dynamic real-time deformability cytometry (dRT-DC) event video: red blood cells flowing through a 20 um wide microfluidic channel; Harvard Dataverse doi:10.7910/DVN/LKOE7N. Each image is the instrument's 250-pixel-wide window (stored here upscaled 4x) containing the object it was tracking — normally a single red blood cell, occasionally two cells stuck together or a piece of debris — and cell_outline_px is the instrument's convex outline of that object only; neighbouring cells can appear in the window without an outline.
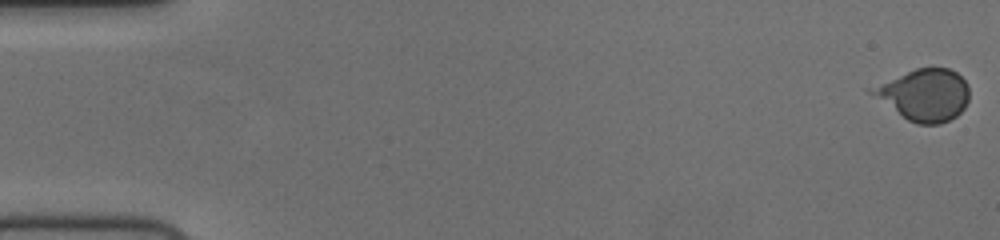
{"species": "human", "species_latin": "Homo sapiens", "temperature_condition": "cold", "stored_images_in_passage": 57, "camera_frame_rate_fps": 3000, "um_per_image_px": 0.085, "donor": {"sex": "female"}, "frame": {"image": 1, "passage_image": 1, "time_ms": 0.0, "image_size_px": [1000, 240], "cell_outline_px": [[968, 100], [964, 108], [956, 116], [940, 124], [916, 124], [908, 120], [868, 92], [864, 88], [916, 68], [948, 68], [956, 72], [968, 84]], "centroid_in_image_um": [78.53, 8.05], "position_along_channel_um": 6.5, "area_um2": 29.3}}
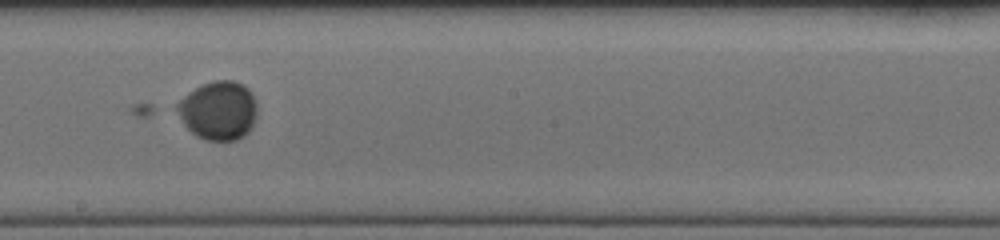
{"frame": {"image": 2, "passage_image": 33, "time_ms": 10.667, "image_size_px": [1000, 240], "cell_outline_px": [[256, 116], [248, 132], [244, 136], [236, 140], [204, 140], [196, 136], [184, 124], [176, 108], [176, 104], [188, 92], [212, 80], [232, 80], [244, 84], [252, 92], [256, 104]], "centroid_in_image_um": [18.58, 9.38], "position_along_channel_um": 229.6, "area_um2": 27.34}}
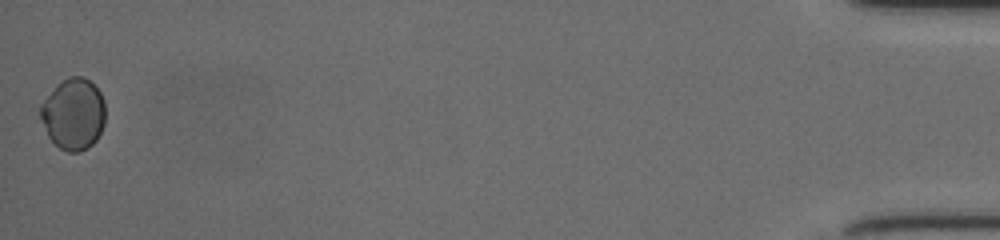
{"frame": {"image": 3, "passage_image": 57, "time_ms": 18.667, "image_size_px": [1000, 240], "cell_outline_px": [[104, 124], [96, 140], [88, 148], [80, 152], [68, 152], [60, 148], [48, 136], [40, 116], [40, 104], [68, 76], [84, 76], [100, 92], [104, 100]], "centroid_in_image_um": [6.26, 9.71], "position_along_channel_um": 428.9, "area_um2": 26.59}, "authors_computed_cell_mechanics": {"area_um2": 27.2816, "velocity_mm_per_s": 3.6981, "shape_relaxation_time_tau1_ms": 1.4575, "shape_relaxation_time_tau2_ms": null, "deformation_change_tau1": 0.0216, "deformation_change_tau2": null}}